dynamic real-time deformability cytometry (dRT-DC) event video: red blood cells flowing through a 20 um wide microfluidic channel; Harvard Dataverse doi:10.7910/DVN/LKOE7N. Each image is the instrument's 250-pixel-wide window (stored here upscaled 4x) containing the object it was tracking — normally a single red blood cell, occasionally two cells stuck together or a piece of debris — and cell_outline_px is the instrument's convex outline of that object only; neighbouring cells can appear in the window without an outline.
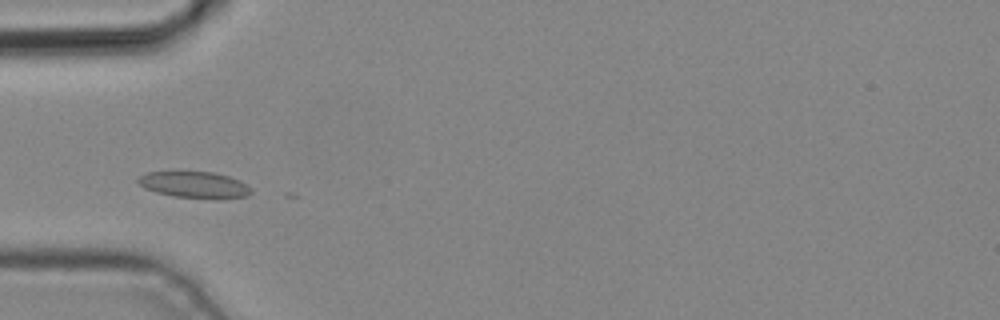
{"species": "common noctule bat (a hibernating species)", "species_latin": "Nyctalus noctula", "temperature_condition": "cold", "stored_images_in_passage": 5, "camera_frame_rate_fps": 3000, "um_per_image_px": 0.085, "animal": {"sex": "male", "body_mass_g": 19.2, "forearm_length_mm": 51.8}, "frame": {"image": 1, "passage_image": 3, "time_ms": 0.667, "image_size_px": [1000, 320], "cell_outline_px": [[252, 192], [248, 196], [172, 196], [156, 192], [144, 188], [136, 180], [140, 176], [148, 172], [212, 172], [228, 176], [240, 180], [252, 188]], "centroid_in_image_um": [16.48, 15.66], "position_along_channel_um": 68.5, "area_um2": 16.53}}
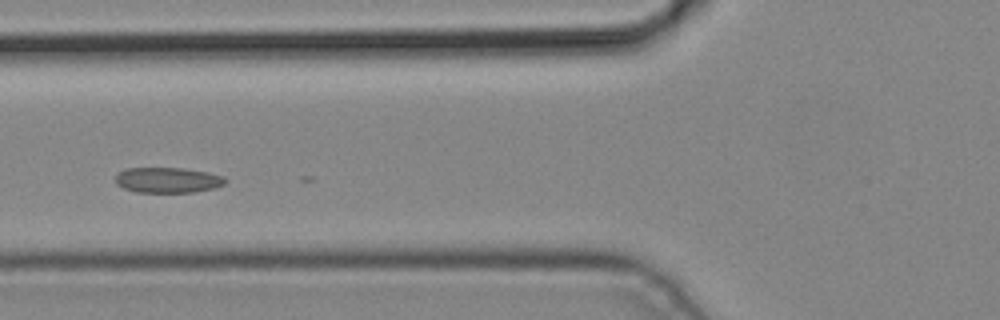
{"frame": {"image": 2, "passage_image": 4, "time_ms": 1.0, "image_size_px": [1000, 320], "cell_outline_px": [[228, 180], [224, 184], [216, 188], [192, 192], [136, 192], [124, 188], [116, 184], [116, 172], [128, 168], [184, 168], [208, 172], [224, 176]], "centroid_in_image_um": [14.28, 15.3], "position_along_channel_um": 111.5, "area_um2": 16.42}}
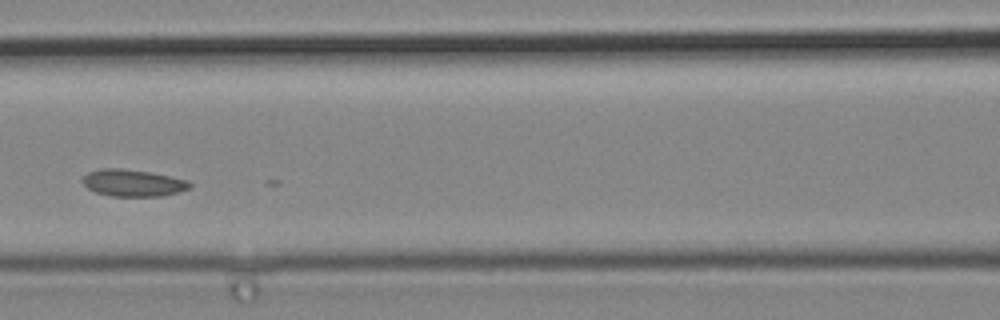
{"frame": {"image": 3, "passage_image": 5, "time_ms": 1.333, "image_size_px": [1000, 320], "cell_outline_px": [[192, 188], [160, 196], [112, 196], [96, 192], [88, 188], [84, 184], [84, 176], [88, 172], [100, 168], [120, 168], [152, 172], [188, 180], [192, 184]], "centroid_in_image_um": [11.33, 15.54], "position_along_channel_um": 155.3, "area_um2": 16.76}}